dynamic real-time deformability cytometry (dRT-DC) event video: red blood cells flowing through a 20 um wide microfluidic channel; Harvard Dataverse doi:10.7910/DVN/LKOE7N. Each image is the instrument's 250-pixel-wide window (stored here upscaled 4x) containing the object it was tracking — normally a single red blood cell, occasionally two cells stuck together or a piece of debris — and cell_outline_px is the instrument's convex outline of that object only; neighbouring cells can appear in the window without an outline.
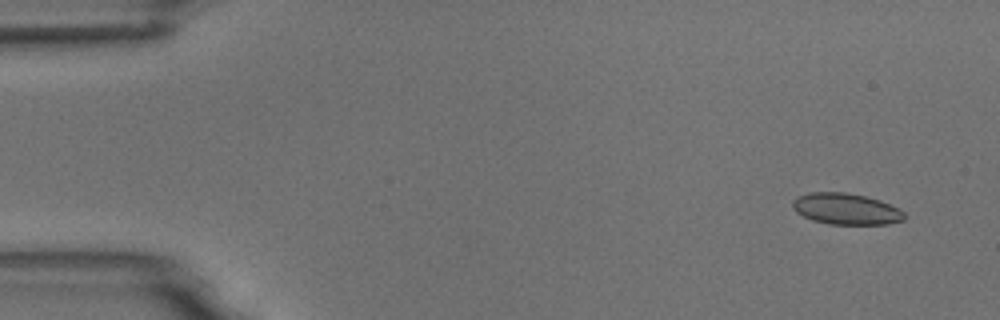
{"species": "common noctule bat (a hibernating species)", "species_latin": "Nyctalus noctula", "temperature_condition": "room temperature", "stored_images_in_passage": 5, "camera_frame_rate_fps": 3000, "um_per_image_px": 0.085, "animal": {"sex": "male", "body_mass_g": 18.8}, "frame": {"image": 1, "passage_image": 1, "time_ms": 0.0, "image_size_px": [1000, 320], "cell_outline_px": [[904, 220], [888, 224], [828, 224], [812, 220], [796, 212], [792, 208], [792, 200], [808, 192], [844, 192], [864, 196], [880, 200], [900, 208], [904, 212]], "centroid_in_image_um": [71.91, 17.76], "position_along_channel_um": 13.1, "area_um2": 20.4}}